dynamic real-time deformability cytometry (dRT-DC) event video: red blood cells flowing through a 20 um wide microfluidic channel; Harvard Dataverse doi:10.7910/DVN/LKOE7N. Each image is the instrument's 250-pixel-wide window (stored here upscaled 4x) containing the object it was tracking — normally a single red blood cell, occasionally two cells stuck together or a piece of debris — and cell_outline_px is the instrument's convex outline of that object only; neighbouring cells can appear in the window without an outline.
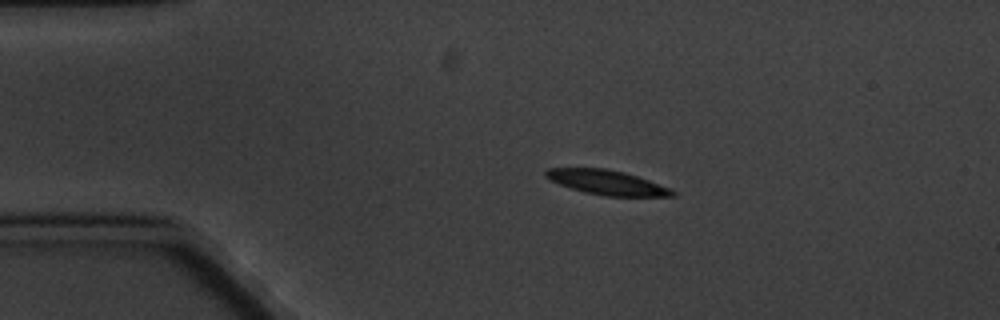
{"species": "common noctule bat (a hibernating species)", "species_latin": "Nyctalus noctula", "temperature_condition": "cold", "stored_images_in_passage": 8, "camera_frame_rate_fps": 3000, "um_per_image_px": 0.085, "animal": {"sex": "male", "body_mass_g": 20.1, "forearm_length_mm": 53.5}, "frame": {"image": 1, "passage_image": 2, "time_ms": 1.0, "image_size_px": [1000, 320], "cell_outline_px": [[676, 196], [604, 196], [584, 192], [548, 180], [544, 176], [544, 172], [548, 168], [604, 168], [624, 172], [672, 188], [676, 192]], "centroid_in_image_um": [51.58, 15.51], "position_along_channel_um": 33.4, "area_um2": 18.15}}
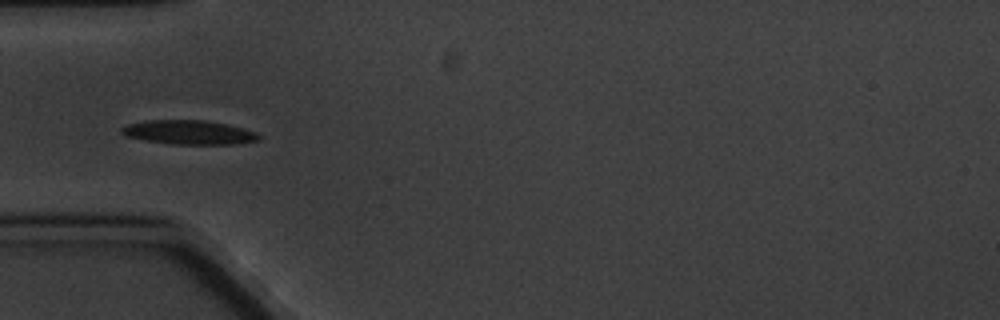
{"frame": {"image": 2, "passage_image": 4, "time_ms": 3.333, "image_size_px": [1000, 320], "cell_outline_px": [[260, 140], [236, 144], [172, 144], [144, 140], [124, 136], [120, 132], [120, 128], [128, 124], [144, 120], [204, 120], [224, 124], [256, 132], [260, 136]], "centroid_in_image_um": [16.0, 11.25], "position_along_channel_um": 69.0, "area_um2": 19.25}}